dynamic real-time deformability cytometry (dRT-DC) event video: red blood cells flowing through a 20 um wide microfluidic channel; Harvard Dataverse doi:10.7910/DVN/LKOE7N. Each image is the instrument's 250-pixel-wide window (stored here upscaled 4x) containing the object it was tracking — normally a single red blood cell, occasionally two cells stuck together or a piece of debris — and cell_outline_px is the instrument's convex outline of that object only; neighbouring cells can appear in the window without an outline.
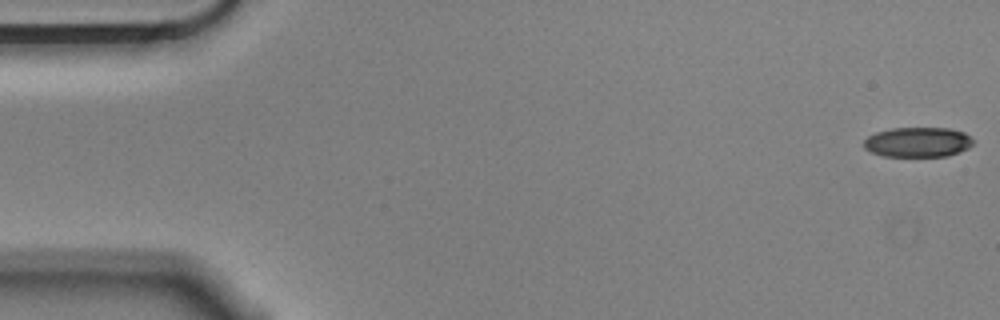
{"species": "Egyptian fruit bat (a non-hibernating species)", "species_latin": "Rousettus aegyptiacus", "temperature_condition": "cold", "stored_images_in_passage": 56, "camera_frame_rate_fps": 3000, "um_per_image_px": 0.085, "animal": {"sex": "male"}, "frame": {"image": 1, "passage_image": 1, "time_ms": 0.0, "image_size_px": [1000, 320], "cell_outline_px": [[972, 144], [968, 148], [960, 152], [948, 156], [884, 156], [872, 152], [864, 148], [864, 140], [868, 136], [876, 132], [892, 128], [948, 128], [964, 132], [972, 140]], "centroid_in_image_um": [78.0, 12.08], "position_along_channel_um": 7.0, "area_um2": 18.96}}
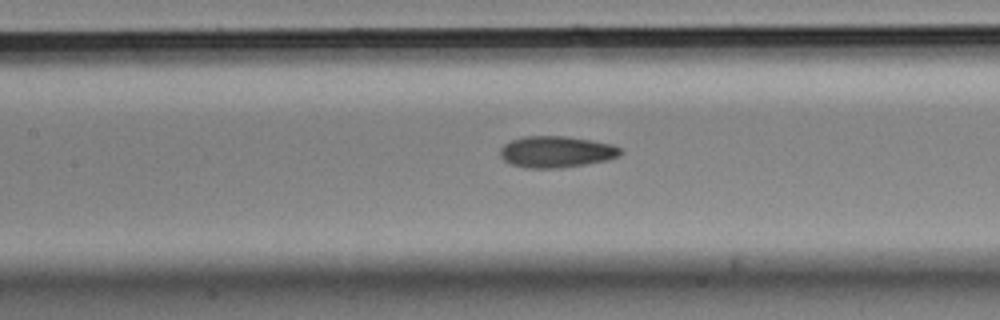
{"frame": {"image": 2, "passage_image": 25, "time_ms": 8.0, "image_size_px": [1000, 320], "cell_outline_px": [[624, 152], [620, 156], [608, 160], [560, 168], [528, 168], [512, 164], [504, 160], [500, 156], [500, 148], [504, 144], [512, 140], [524, 136], [564, 136], [592, 140], [612, 144], [620, 148]], "centroid_in_image_um": [47.31, 12.9], "position_along_channel_um": 160.1, "area_um2": 22.08}}
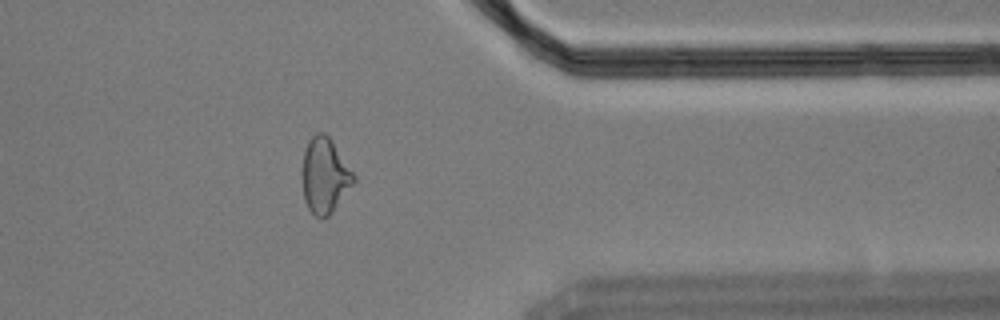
{"frame": {"image": 3, "passage_image": 45, "time_ms": 14.667, "image_size_px": [1000, 320], "cell_outline_px": [[356, 180], [332, 212], [328, 216], [316, 216], [308, 208], [304, 200], [304, 152], [308, 140], [316, 132], [324, 132], [332, 140], [356, 176]], "centroid_in_image_um": [27.63, 14.89], "position_along_channel_um": 383.8, "area_um2": 22.08}, "authors_computed_cell_mechanics": {"area_um2": 21.8484, "velocity_mm_per_s": 3.5617, "shape_relaxation_time_tau1_ms": null, "shape_relaxation_time_tau2_ms": 2.4808, "deformation_change_tau1": null, "deformation_change_tau2": 0.0899}}